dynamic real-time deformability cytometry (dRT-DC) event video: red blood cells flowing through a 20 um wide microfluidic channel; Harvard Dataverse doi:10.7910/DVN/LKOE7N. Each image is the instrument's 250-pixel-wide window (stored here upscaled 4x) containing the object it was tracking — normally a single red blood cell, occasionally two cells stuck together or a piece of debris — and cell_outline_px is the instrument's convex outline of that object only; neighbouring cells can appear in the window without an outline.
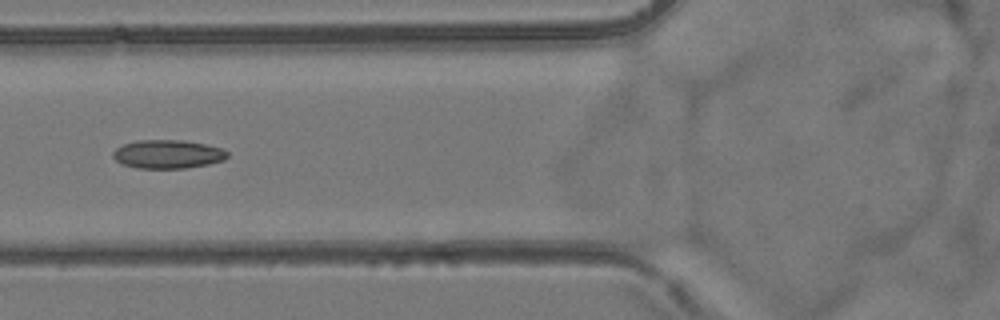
{"species": "common noctule bat (a hibernating species)", "species_latin": "Nyctalus noctula", "temperature_condition": "room temperature", "stored_images_in_passage": 7, "camera_frame_rate_fps": 3000, "um_per_image_px": 0.085, "animal": {"sex": "female", "body_mass_g": 24.6, "forearm_length_mm": 56.2}, "frame": {"image": 1, "passage_image": 6, "time_ms": 6.667, "image_size_px": [1000, 320], "cell_outline_px": [[228, 156], [224, 160], [208, 164], [184, 168], [136, 168], [124, 164], [116, 160], [112, 156], [112, 152], [116, 148], [124, 144], [136, 140], [184, 140], [204, 144], [220, 148], [228, 152]], "centroid_in_image_um": [14.24, 13.1], "position_along_channel_um": 111.6, "area_um2": 18.96}}
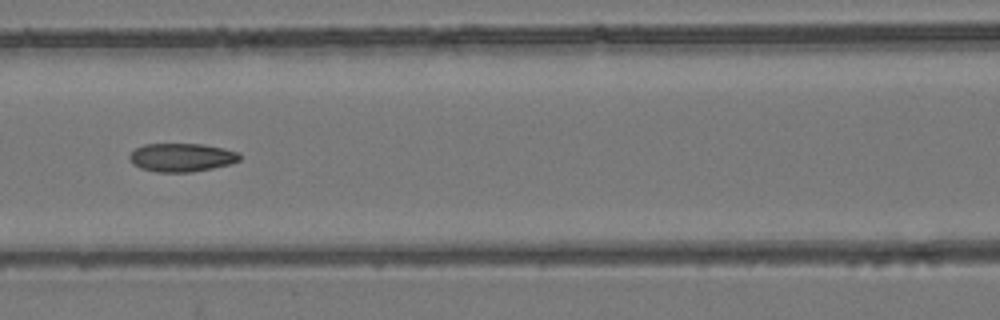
{"frame": {"image": 2, "passage_image": 7, "time_ms": 7.667, "image_size_px": [1000, 320], "cell_outline_px": [[240, 160], [232, 164], [192, 172], [156, 172], [140, 168], [132, 164], [128, 156], [136, 148], [144, 144], [204, 144], [224, 148], [240, 152]], "centroid_in_image_um": [15.46, 13.38], "position_along_channel_um": 151.1, "area_um2": 18.44}}